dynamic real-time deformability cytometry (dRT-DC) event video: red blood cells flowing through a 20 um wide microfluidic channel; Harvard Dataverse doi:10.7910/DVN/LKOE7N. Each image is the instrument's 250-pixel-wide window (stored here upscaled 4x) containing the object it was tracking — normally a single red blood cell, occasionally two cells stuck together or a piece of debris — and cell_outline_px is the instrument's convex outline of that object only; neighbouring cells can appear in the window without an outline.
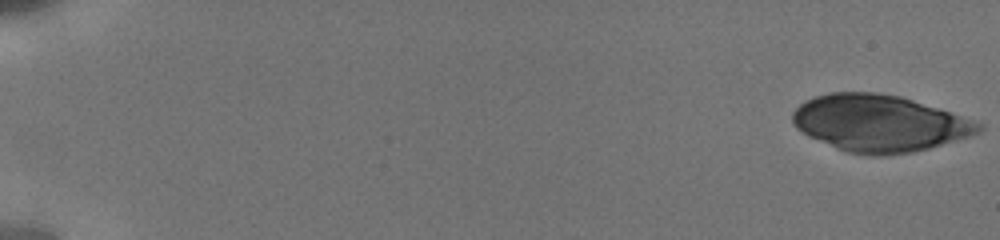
{"species": "human", "species_latin": "Homo sapiens", "temperature_condition": "cold", "stored_images_in_passage": 15, "camera_frame_rate_fps": 3000, "um_per_image_px": 0.085, "donor": {"sex": "male"}, "frame": {"image": 1, "passage_image": 1, "time_ms": 0.0, "image_size_px": [1000, 240], "cell_outline_px": [[984, 128], [980, 132], [968, 136], [928, 148], [912, 152], [884, 156], [868, 156], [848, 152], [836, 148], [808, 136], [796, 128], [792, 120], [792, 112], [804, 100], [828, 92], [876, 92], [900, 96], [984, 124]], "centroid_in_image_um": [74.68, 10.48], "position_along_channel_um": 10.3, "area_um2": 61.15}}